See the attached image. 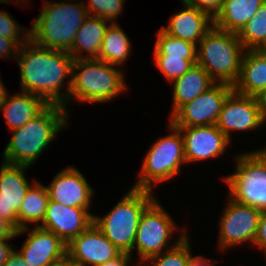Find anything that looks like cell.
<instances>
[{"label": "cell", "instance_id": "cell-45", "mask_svg": "<svg viewBox=\"0 0 266 266\" xmlns=\"http://www.w3.org/2000/svg\"><path fill=\"white\" fill-rule=\"evenodd\" d=\"M258 49H266V42Z\"/></svg>", "mask_w": 266, "mask_h": 266}, {"label": "cell", "instance_id": "cell-6", "mask_svg": "<svg viewBox=\"0 0 266 266\" xmlns=\"http://www.w3.org/2000/svg\"><path fill=\"white\" fill-rule=\"evenodd\" d=\"M245 49L238 33L213 27L197 45V62L216 83L234 85Z\"/></svg>", "mask_w": 266, "mask_h": 266}, {"label": "cell", "instance_id": "cell-4", "mask_svg": "<svg viewBox=\"0 0 266 266\" xmlns=\"http://www.w3.org/2000/svg\"><path fill=\"white\" fill-rule=\"evenodd\" d=\"M117 67L99 59L74 60L66 110L69 111L67 107L72 99L81 103H106L127 92L124 71Z\"/></svg>", "mask_w": 266, "mask_h": 266}, {"label": "cell", "instance_id": "cell-13", "mask_svg": "<svg viewBox=\"0 0 266 266\" xmlns=\"http://www.w3.org/2000/svg\"><path fill=\"white\" fill-rule=\"evenodd\" d=\"M121 254L94 223L66 246V257L75 266H98Z\"/></svg>", "mask_w": 266, "mask_h": 266}, {"label": "cell", "instance_id": "cell-32", "mask_svg": "<svg viewBox=\"0 0 266 266\" xmlns=\"http://www.w3.org/2000/svg\"><path fill=\"white\" fill-rule=\"evenodd\" d=\"M0 35L22 46L29 40V29L23 28L11 14L2 9L0 10Z\"/></svg>", "mask_w": 266, "mask_h": 266}, {"label": "cell", "instance_id": "cell-20", "mask_svg": "<svg viewBox=\"0 0 266 266\" xmlns=\"http://www.w3.org/2000/svg\"><path fill=\"white\" fill-rule=\"evenodd\" d=\"M8 92L0 111L10 131L25 125L30 119L35 118L49 104L40 96L20 91L9 95Z\"/></svg>", "mask_w": 266, "mask_h": 266}, {"label": "cell", "instance_id": "cell-7", "mask_svg": "<svg viewBox=\"0 0 266 266\" xmlns=\"http://www.w3.org/2000/svg\"><path fill=\"white\" fill-rule=\"evenodd\" d=\"M168 123L170 133L151 144L143 157L133 188L154 191L157 183L171 181L181 173L182 165L187 164L180 129Z\"/></svg>", "mask_w": 266, "mask_h": 266}, {"label": "cell", "instance_id": "cell-23", "mask_svg": "<svg viewBox=\"0 0 266 266\" xmlns=\"http://www.w3.org/2000/svg\"><path fill=\"white\" fill-rule=\"evenodd\" d=\"M216 82L199 65L195 64L184 75L173 80L171 117L182 105L193 101L200 94L208 90Z\"/></svg>", "mask_w": 266, "mask_h": 266}, {"label": "cell", "instance_id": "cell-18", "mask_svg": "<svg viewBox=\"0 0 266 266\" xmlns=\"http://www.w3.org/2000/svg\"><path fill=\"white\" fill-rule=\"evenodd\" d=\"M90 209L64 206L49 200L44 220L39 227L53 232L68 244L94 223V213H90Z\"/></svg>", "mask_w": 266, "mask_h": 266}, {"label": "cell", "instance_id": "cell-1", "mask_svg": "<svg viewBox=\"0 0 266 266\" xmlns=\"http://www.w3.org/2000/svg\"><path fill=\"white\" fill-rule=\"evenodd\" d=\"M15 60L20 71L21 91L38 95L48 104L66 109L74 62L68 52L43 48L29 39L19 47Z\"/></svg>", "mask_w": 266, "mask_h": 266}, {"label": "cell", "instance_id": "cell-15", "mask_svg": "<svg viewBox=\"0 0 266 266\" xmlns=\"http://www.w3.org/2000/svg\"><path fill=\"white\" fill-rule=\"evenodd\" d=\"M180 129L186 163L217 159L231 146L228 138L216 124L207 126L178 127Z\"/></svg>", "mask_w": 266, "mask_h": 266}, {"label": "cell", "instance_id": "cell-9", "mask_svg": "<svg viewBox=\"0 0 266 266\" xmlns=\"http://www.w3.org/2000/svg\"><path fill=\"white\" fill-rule=\"evenodd\" d=\"M179 229L172 216L165 210L163 205L156 199L142 214L136 232L133 251H137V264L140 266L146 259L162 254L177 246L187 235L188 229ZM178 230L180 236L171 243V237Z\"/></svg>", "mask_w": 266, "mask_h": 266}, {"label": "cell", "instance_id": "cell-38", "mask_svg": "<svg viewBox=\"0 0 266 266\" xmlns=\"http://www.w3.org/2000/svg\"><path fill=\"white\" fill-rule=\"evenodd\" d=\"M16 237H3L0 238V266H2L7 259L8 254L13 250L15 246L9 244L10 240Z\"/></svg>", "mask_w": 266, "mask_h": 266}, {"label": "cell", "instance_id": "cell-31", "mask_svg": "<svg viewBox=\"0 0 266 266\" xmlns=\"http://www.w3.org/2000/svg\"><path fill=\"white\" fill-rule=\"evenodd\" d=\"M125 0H88L84 2L89 16L105 19L110 23H118V17L124 12Z\"/></svg>", "mask_w": 266, "mask_h": 266}, {"label": "cell", "instance_id": "cell-44", "mask_svg": "<svg viewBox=\"0 0 266 266\" xmlns=\"http://www.w3.org/2000/svg\"><path fill=\"white\" fill-rule=\"evenodd\" d=\"M266 58V49H257Z\"/></svg>", "mask_w": 266, "mask_h": 266}, {"label": "cell", "instance_id": "cell-17", "mask_svg": "<svg viewBox=\"0 0 266 266\" xmlns=\"http://www.w3.org/2000/svg\"><path fill=\"white\" fill-rule=\"evenodd\" d=\"M49 200L64 206L90 208L94 189L75 166H66L52 179L48 186Z\"/></svg>", "mask_w": 266, "mask_h": 266}, {"label": "cell", "instance_id": "cell-11", "mask_svg": "<svg viewBox=\"0 0 266 266\" xmlns=\"http://www.w3.org/2000/svg\"><path fill=\"white\" fill-rule=\"evenodd\" d=\"M233 86L215 83L193 101L182 105L171 117L176 127L207 126L217 123L222 106Z\"/></svg>", "mask_w": 266, "mask_h": 266}, {"label": "cell", "instance_id": "cell-5", "mask_svg": "<svg viewBox=\"0 0 266 266\" xmlns=\"http://www.w3.org/2000/svg\"><path fill=\"white\" fill-rule=\"evenodd\" d=\"M153 192L131 187L107 214H94V224L122 253L132 256L140 218L157 199Z\"/></svg>", "mask_w": 266, "mask_h": 266}, {"label": "cell", "instance_id": "cell-39", "mask_svg": "<svg viewBox=\"0 0 266 266\" xmlns=\"http://www.w3.org/2000/svg\"><path fill=\"white\" fill-rule=\"evenodd\" d=\"M217 261L212 258L205 257L203 255L190 256L188 266H216Z\"/></svg>", "mask_w": 266, "mask_h": 266}, {"label": "cell", "instance_id": "cell-8", "mask_svg": "<svg viewBox=\"0 0 266 266\" xmlns=\"http://www.w3.org/2000/svg\"><path fill=\"white\" fill-rule=\"evenodd\" d=\"M234 158L235 172L223 178L228 197L237 203L266 210V149L245 151Z\"/></svg>", "mask_w": 266, "mask_h": 266}, {"label": "cell", "instance_id": "cell-40", "mask_svg": "<svg viewBox=\"0 0 266 266\" xmlns=\"http://www.w3.org/2000/svg\"><path fill=\"white\" fill-rule=\"evenodd\" d=\"M16 231L8 221L0 217V238L16 237Z\"/></svg>", "mask_w": 266, "mask_h": 266}, {"label": "cell", "instance_id": "cell-22", "mask_svg": "<svg viewBox=\"0 0 266 266\" xmlns=\"http://www.w3.org/2000/svg\"><path fill=\"white\" fill-rule=\"evenodd\" d=\"M266 89V58L258 50H245L239 78L233 90L246 96H256Z\"/></svg>", "mask_w": 266, "mask_h": 266}, {"label": "cell", "instance_id": "cell-26", "mask_svg": "<svg viewBox=\"0 0 266 266\" xmlns=\"http://www.w3.org/2000/svg\"><path fill=\"white\" fill-rule=\"evenodd\" d=\"M132 46L131 40L120 24L111 23L105 31L98 59L123 67L131 55Z\"/></svg>", "mask_w": 266, "mask_h": 266}, {"label": "cell", "instance_id": "cell-43", "mask_svg": "<svg viewBox=\"0 0 266 266\" xmlns=\"http://www.w3.org/2000/svg\"><path fill=\"white\" fill-rule=\"evenodd\" d=\"M49 266H75L67 257Z\"/></svg>", "mask_w": 266, "mask_h": 266}, {"label": "cell", "instance_id": "cell-2", "mask_svg": "<svg viewBox=\"0 0 266 266\" xmlns=\"http://www.w3.org/2000/svg\"><path fill=\"white\" fill-rule=\"evenodd\" d=\"M69 112L60 105L49 104L35 118L14 129L3 152V161L32 166L56 136L68 126ZM39 157V158H38Z\"/></svg>", "mask_w": 266, "mask_h": 266}, {"label": "cell", "instance_id": "cell-33", "mask_svg": "<svg viewBox=\"0 0 266 266\" xmlns=\"http://www.w3.org/2000/svg\"><path fill=\"white\" fill-rule=\"evenodd\" d=\"M187 5L207 13L213 20L220 13L223 0H181Z\"/></svg>", "mask_w": 266, "mask_h": 266}, {"label": "cell", "instance_id": "cell-10", "mask_svg": "<svg viewBox=\"0 0 266 266\" xmlns=\"http://www.w3.org/2000/svg\"><path fill=\"white\" fill-rule=\"evenodd\" d=\"M227 197L219 222L218 249L226 251L249 243L253 245L261 210L235 202Z\"/></svg>", "mask_w": 266, "mask_h": 266}, {"label": "cell", "instance_id": "cell-16", "mask_svg": "<svg viewBox=\"0 0 266 266\" xmlns=\"http://www.w3.org/2000/svg\"><path fill=\"white\" fill-rule=\"evenodd\" d=\"M23 234L27 238L18 252L32 266H49L66 257L67 244L53 232L28 226L16 231V237Z\"/></svg>", "mask_w": 266, "mask_h": 266}, {"label": "cell", "instance_id": "cell-41", "mask_svg": "<svg viewBox=\"0 0 266 266\" xmlns=\"http://www.w3.org/2000/svg\"><path fill=\"white\" fill-rule=\"evenodd\" d=\"M254 97L256 99L257 106L260 110L262 119L266 122V89L262 90Z\"/></svg>", "mask_w": 266, "mask_h": 266}, {"label": "cell", "instance_id": "cell-36", "mask_svg": "<svg viewBox=\"0 0 266 266\" xmlns=\"http://www.w3.org/2000/svg\"><path fill=\"white\" fill-rule=\"evenodd\" d=\"M15 248L16 246L8 254L6 262L2 266H32L30 263H28L27 260H24V258L20 255V253L17 251L19 249Z\"/></svg>", "mask_w": 266, "mask_h": 266}, {"label": "cell", "instance_id": "cell-29", "mask_svg": "<svg viewBox=\"0 0 266 266\" xmlns=\"http://www.w3.org/2000/svg\"><path fill=\"white\" fill-rule=\"evenodd\" d=\"M190 236H186L177 246L166 252L146 259L140 266H188L192 255Z\"/></svg>", "mask_w": 266, "mask_h": 266}, {"label": "cell", "instance_id": "cell-42", "mask_svg": "<svg viewBox=\"0 0 266 266\" xmlns=\"http://www.w3.org/2000/svg\"><path fill=\"white\" fill-rule=\"evenodd\" d=\"M1 80H2V77L0 76V107H1L2 103L4 102V99L8 93L7 88L5 87L3 80L2 81Z\"/></svg>", "mask_w": 266, "mask_h": 266}, {"label": "cell", "instance_id": "cell-21", "mask_svg": "<svg viewBox=\"0 0 266 266\" xmlns=\"http://www.w3.org/2000/svg\"><path fill=\"white\" fill-rule=\"evenodd\" d=\"M110 24L103 18L88 15L78 29L68 53L74 60L98 59L105 31Z\"/></svg>", "mask_w": 266, "mask_h": 266}, {"label": "cell", "instance_id": "cell-35", "mask_svg": "<svg viewBox=\"0 0 266 266\" xmlns=\"http://www.w3.org/2000/svg\"><path fill=\"white\" fill-rule=\"evenodd\" d=\"M19 47L14 40L0 35V59H16Z\"/></svg>", "mask_w": 266, "mask_h": 266}, {"label": "cell", "instance_id": "cell-12", "mask_svg": "<svg viewBox=\"0 0 266 266\" xmlns=\"http://www.w3.org/2000/svg\"><path fill=\"white\" fill-rule=\"evenodd\" d=\"M266 122L262 119L254 96L235 92L228 95L223 103L216 126L232 143V133L258 130ZM232 131V132H231Z\"/></svg>", "mask_w": 266, "mask_h": 266}, {"label": "cell", "instance_id": "cell-25", "mask_svg": "<svg viewBox=\"0 0 266 266\" xmlns=\"http://www.w3.org/2000/svg\"><path fill=\"white\" fill-rule=\"evenodd\" d=\"M49 201L46 186L35 181L26 192L18 214V230L33 224L39 226L45 217Z\"/></svg>", "mask_w": 266, "mask_h": 266}, {"label": "cell", "instance_id": "cell-34", "mask_svg": "<svg viewBox=\"0 0 266 266\" xmlns=\"http://www.w3.org/2000/svg\"><path fill=\"white\" fill-rule=\"evenodd\" d=\"M253 246L256 249L261 250L266 257V210H262L258 222L257 235L254 241Z\"/></svg>", "mask_w": 266, "mask_h": 266}, {"label": "cell", "instance_id": "cell-27", "mask_svg": "<svg viewBox=\"0 0 266 266\" xmlns=\"http://www.w3.org/2000/svg\"><path fill=\"white\" fill-rule=\"evenodd\" d=\"M153 54L197 59V45L167 34L160 28L157 32Z\"/></svg>", "mask_w": 266, "mask_h": 266}, {"label": "cell", "instance_id": "cell-19", "mask_svg": "<svg viewBox=\"0 0 266 266\" xmlns=\"http://www.w3.org/2000/svg\"><path fill=\"white\" fill-rule=\"evenodd\" d=\"M180 2L184 8L170 16L168 25L161 28L167 34L198 45L213 27L214 20L196 7L187 5L181 0Z\"/></svg>", "mask_w": 266, "mask_h": 266}, {"label": "cell", "instance_id": "cell-14", "mask_svg": "<svg viewBox=\"0 0 266 266\" xmlns=\"http://www.w3.org/2000/svg\"><path fill=\"white\" fill-rule=\"evenodd\" d=\"M26 165L11 164L2 161L0 165V217L18 230V212L29 187L36 181L29 182L26 177Z\"/></svg>", "mask_w": 266, "mask_h": 266}, {"label": "cell", "instance_id": "cell-30", "mask_svg": "<svg viewBox=\"0 0 266 266\" xmlns=\"http://www.w3.org/2000/svg\"><path fill=\"white\" fill-rule=\"evenodd\" d=\"M153 56L155 61L153 65L165 76L168 83L184 75L197 62V59H183V57Z\"/></svg>", "mask_w": 266, "mask_h": 266}, {"label": "cell", "instance_id": "cell-3", "mask_svg": "<svg viewBox=\"0 0 266 266\" xmlns=\"http://www.w3.org/2000/svg\"><path fill=\"white\" fill-rule=\"evenodd\" d=\"M71 1L73 3L66 0L59 2L43 0L42 10L29 29V39L34 44L69 52L78 29L88 17L84 0Z\"/></svg>", "mask_w": 266, "mask_h": 266}, {"label": "cell", "instance_id": "cell-24", "mask_svg": "<svg viewBox=\"0 0 266 266\" xmlns=\"http://www.w3.org/2000/svg\"><path fill=\"white\" fill-rule=\"evenodd\" d=\"M265 2L266 0H223L222 9L214 19V26L239 33Z\"/></svg>", "mask_w": 266, "mask_h": 266}, {"label": "cell", "instance_id": "cell-28", "mask_svg": "<svg viewBox=\"0 0 266 266\" xmlns=\"http://www.w3.org/2000/svg\"><path fill=\"white\" fill-rule=\"evenodd\" d=\"M245 50H257L266 42V2L238 33Z\"/></svg>", "mask_w": 266, "mask_h": 266}, {"label": "cell", "instance_id": "cell-37", "mask_svg": "<svg viewBox=\"0 0 266 266\" xmlns=\"http://www.w3.org/2000/svg\"><path fill=\"white\" fill-rule=\"evenodd\" d=\"M132 261H134V259H132V256L130 254L122 253L117 258L111 259L98 266H129V264H131ZM130 266H134V265L131 264ZM135 266H139V265L136 264Z\"/></svg>", "mask_w": 266, "mask_h": 266}]
</instances>
